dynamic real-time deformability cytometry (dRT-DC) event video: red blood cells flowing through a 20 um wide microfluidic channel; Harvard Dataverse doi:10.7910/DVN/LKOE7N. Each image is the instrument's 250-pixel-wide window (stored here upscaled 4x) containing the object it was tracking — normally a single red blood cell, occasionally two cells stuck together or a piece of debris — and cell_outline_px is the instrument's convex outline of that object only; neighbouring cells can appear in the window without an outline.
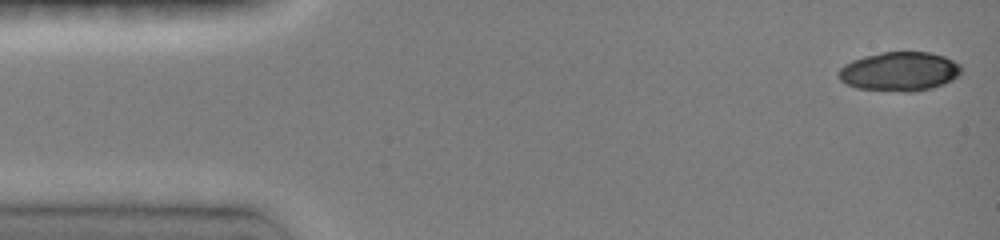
{"species": "common noctule bat (a hibernating species)", "species_latin": "Nyctalus noctula", "temperature_condition": "room temperature", "stored_images_in_passage": 8, "camera_frame_rate_fps": 3000, "um_per_image_px": 0.085, "animal": {"sex": "female", "body_mass_g": 19.0, "forearm_length_mm": 51.5}, "frame": {"image": 1, "passage_image": 1, "time_ms": 0.0, "image_size_px": [1000, 240], "cell_outline_px": [[960, 72], [952, 80], [944, 84], [932, 88], [916, 92], [904, 92], [856, 88], [844, 84], [840, 80], [840, 68], [844, 64], [852, 60], [864, 56], [884, 52], [928, 52], [944, 56], [960, 64]], "centroid_in_image_um": [76.45, 6.08], "position_along_channel_um": 8.6, "area_um2": 27.98}}